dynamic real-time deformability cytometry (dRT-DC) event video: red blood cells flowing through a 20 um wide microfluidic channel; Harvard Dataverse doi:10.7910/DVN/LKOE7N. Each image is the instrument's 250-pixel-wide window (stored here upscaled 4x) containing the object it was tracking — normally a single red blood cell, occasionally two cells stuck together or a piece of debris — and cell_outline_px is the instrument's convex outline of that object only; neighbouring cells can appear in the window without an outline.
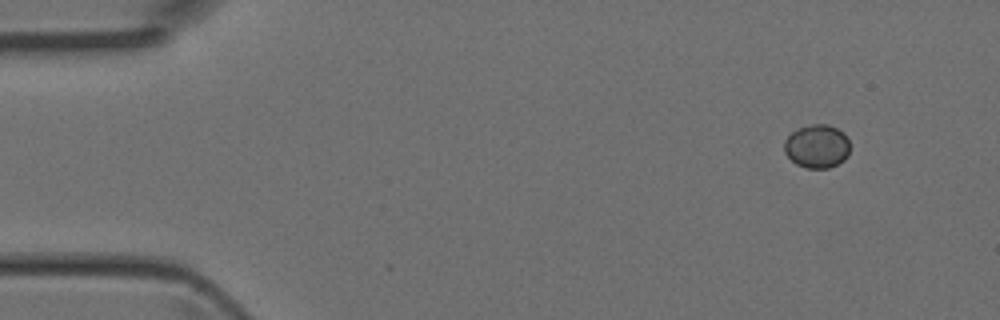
{"species": "Egyptian fruit bat (a non-hibernating species)", "species_latin": "Rousettus aegyptiacus", "temperature_condition": "room temperature", "stored_images_in_passage": 3, "camera_frame_rate_fps": 3000, "um_per_image_px": 0.085, "animal": {"sex": "female"}, "frame": {"image": 1, "passage_image": 3, "time_ms": 0.667, "image_size_px": [1000, 320], "cell_outline_px": [[848, 156], [844, 160], [828, 168], [808, 168], [796, 164], [784, 152], [784, 140], [792, 132], [800, 128], [812, 124], [828, 124], [844, 132], [848, 140]], "centroid_in_image_um": [69.44, 12.43], "position_along_channel_um": 15.6, "area_um2": 16.53}}